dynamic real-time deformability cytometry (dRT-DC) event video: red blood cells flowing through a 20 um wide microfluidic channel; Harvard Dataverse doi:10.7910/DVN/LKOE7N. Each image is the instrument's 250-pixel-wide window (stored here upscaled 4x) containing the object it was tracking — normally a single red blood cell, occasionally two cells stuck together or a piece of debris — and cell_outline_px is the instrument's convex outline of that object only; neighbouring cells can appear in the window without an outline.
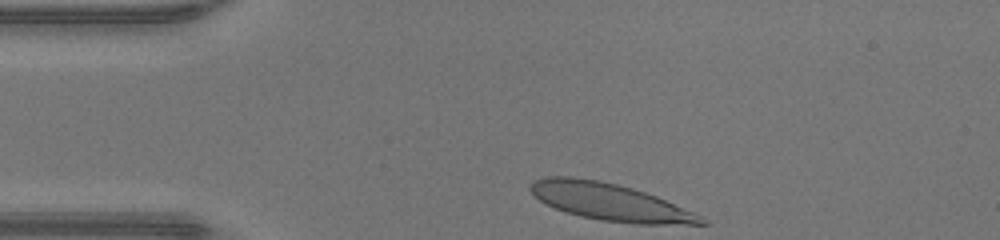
{"species": "human", "species_latin": "Homo sapiens", "temperature_condition": "warm", "stored_images_in_passage": 29, "camera_frame_rate_fps": 3000, "um_per_image_px": 0.085, "donor": {"sex": "male"}, "frame": {"image": 1, "passage_image": 1, "time_ms": 0.0, "image_size_px": [1000, 240], "cell_outline_px": [[708, 224], [640, 224], [600, 220], [580, 216], [564, 212], [540, 200], [528, 188], [528, 184], [532, 180], [548, 176], [568, 176], [600, 180], [632, 188], [656, 196], [692, 212], [708, 220]], "centroid_in_image_um": [51.79, 17.15], "position_along_channel_um": 33.2, "area_um2": 36.7}}
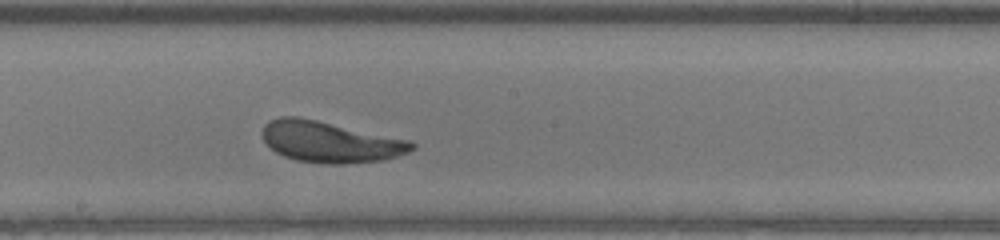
{"frame": {"image": 2, "passage_image": 17, "time_ms": 5.333, "image_size_px": [1000, 240], "cell_outline_px": [[416, 148], [408, 152], [384, 160], [344, 164], [328, 164], [296, 160], [284, 156], [276, 152], [264, 140], [260, 132], [264, 124], [268, 120], [280, 116], [296, 116], [316, 120], [408, 140], [416, 144]], "centroid_in_image_um": [28.02, 12.06], "position_along_channel_um": 220.2, "area_um2": 35.6}}
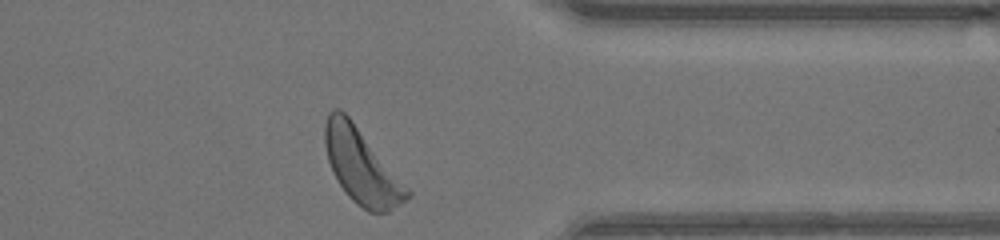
{"frame": {"image": 3, "passage_image": 29, "time_ms": 9.333, "image_size_px": [1000, 240], "cell_outline_px": [[412, 196], [388, 212], [368, 212], [356, 204], [348, 196], [332, 172], [328, 160], [324, 144], [324, 124], [328, 112], [332, 108], [340, 108], [348, 116], [412, 192]], "centroid_in_image_um": [30.7, 14.13], "position_along_channel_um": 380.7, "area_um2": 35.55}, "authors_computed_cell_mechanics": {"area_um2": 35.3158, "velocity_mm_per_s": 4.3137, "shape_relaxation_time_tau1_ms": 2.6493, "shape_relaxation_time_tau2_ms": null, "deformation_change_tau1": 0.1422, "deformation_change_tau2": null}}